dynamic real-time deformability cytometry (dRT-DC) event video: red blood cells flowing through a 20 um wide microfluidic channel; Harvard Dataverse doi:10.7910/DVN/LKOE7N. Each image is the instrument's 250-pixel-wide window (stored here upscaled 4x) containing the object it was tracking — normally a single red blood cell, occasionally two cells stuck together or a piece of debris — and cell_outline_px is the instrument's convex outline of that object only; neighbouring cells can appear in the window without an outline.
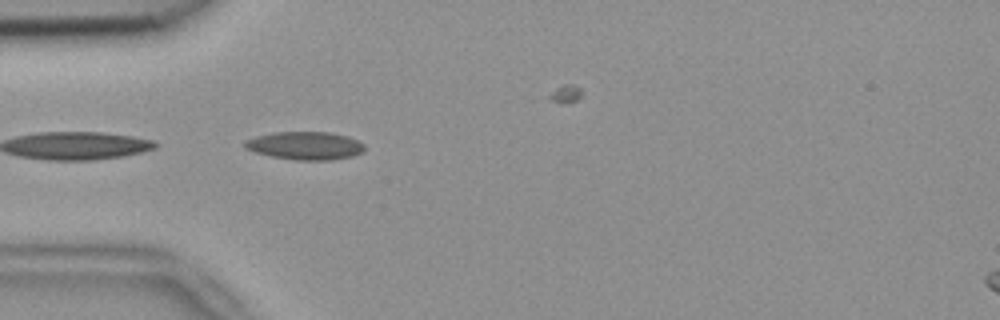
{"species": "common noctule bat (a hibernating species)", "species_latin": "Nyctalus noctula", "temperature_condition": "room temperature", "stored_images_in_passage": 8, "camera_frame_rate_fps": 3000, "um_per_image_px": 0.085, "animal": {"sex": "female", "body_mass_g": 18.4}, "frame": {"image": 1, "passage_image": 1, "time_ms": 0.0, "image_size_px": [1000, 320], "cell_outline_px": [[364, 152], [352, 156], [332, 160], [296, 160], [272, 156], [256, 152], [244, 148], [244, 140], [256, 136], [272, 132], [332, 132], [348, 136], [364, 144]], "centroid_in_image_um": [25.94, 12.37], "position_along_channel_um": 59.1, "area_um2": 19.65}}